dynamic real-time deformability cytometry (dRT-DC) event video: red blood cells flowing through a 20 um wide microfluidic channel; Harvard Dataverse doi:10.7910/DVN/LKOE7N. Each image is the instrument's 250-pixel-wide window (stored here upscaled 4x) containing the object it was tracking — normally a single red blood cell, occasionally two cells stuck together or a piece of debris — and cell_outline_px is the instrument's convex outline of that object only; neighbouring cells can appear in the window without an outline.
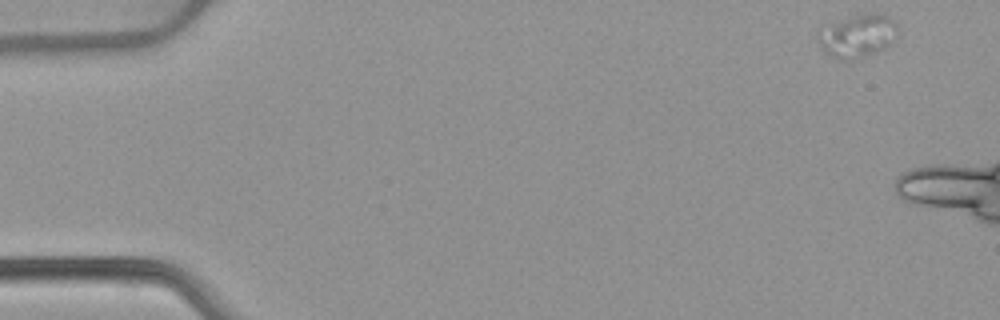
{"species": "common noctule bat (a hibernating species)", "species_latin": "Nyctalus noctula", "temperature_condition": "warm", "stored_images_in_passage": 8, "camera_frame_rate_fps": 3000, "um_per_image_px": 0.085, "animal": {"sex": "female", "body_mass_g": 22.7, "forearm_length_mm": 54.2}, "frame": {"image": 1, "passage_image": 1, "time_ms": 0.0, "image_size_px": [1000, 320], "cell_outline_px": [[900, 24], [896, 40], [892, 44], [884, 48], [872, 52], [844, 60], [840, 60], [828, 56], [820, 48], [816, 40], [816, 32], [824, 24], [848, 16], [864, 12], [876, 12], [892, 16]], "centroid_in_image_um": [72.88, 2.97], "position_along_channel_um": 12.1, "area_um2": 20.98}}